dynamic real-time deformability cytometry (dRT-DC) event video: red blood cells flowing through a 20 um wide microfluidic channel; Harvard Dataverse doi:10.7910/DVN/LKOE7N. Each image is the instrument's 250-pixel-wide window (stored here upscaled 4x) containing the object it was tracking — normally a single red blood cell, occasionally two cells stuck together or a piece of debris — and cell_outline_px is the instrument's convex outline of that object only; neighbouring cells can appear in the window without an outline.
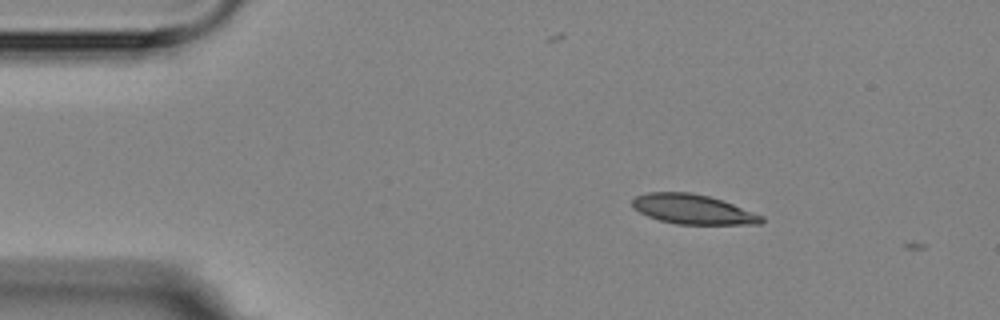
{"species": "Egyptian fruit bat (a non-hibernating species)", "species_latin": "Rousettus aegyptiacus", "temperature_condition": "room temperature", "stored_images_in_passage": 3, "camera_frame_rate_fps": 3000, "um_per_image_px": 0.085, "animal": {"sex": "female"}, "frame": {"image": 1, "passage_image": 2, "time_ms": 1.333, "image_size_px": [1000, 320], "cell_outline_px": [[764, 220], [760, 224], [676, 224], [660, 220], [648, 216], [632, 208], [632, 200], [636, 196], [648, 192], [692, 192], [708, 196], [732, 204], [764, 216]], "centroid_in_image_um": [58.87, 17.79], "position_along_channel_um": 26.1, "area_um2": 22.2}}